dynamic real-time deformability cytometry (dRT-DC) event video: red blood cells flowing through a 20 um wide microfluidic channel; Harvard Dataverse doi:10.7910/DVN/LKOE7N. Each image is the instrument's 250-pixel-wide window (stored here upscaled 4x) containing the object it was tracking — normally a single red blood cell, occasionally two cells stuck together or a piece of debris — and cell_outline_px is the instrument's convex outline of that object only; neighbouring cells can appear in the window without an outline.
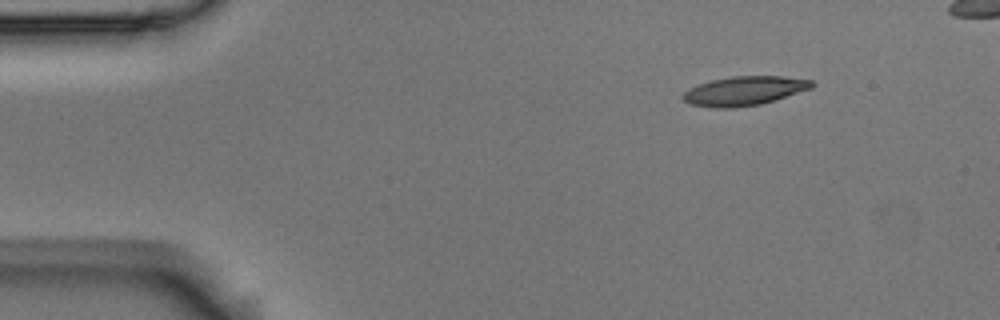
{"species": "Egyptian fruit bat (a non-hibernating species)", "species_latin": "Rousettus aegyptiacus", "temperature_condition": "room temperature", "stored_images_in_passage": 4, "camera_frame_rate_fps": 3000, "um_per_image_px": 0.085, "animal": {"sex": "male"}, "frame": {"image": 1, "passage_image": 1, "time_ms": 0.0, "image_size_px": [1000, 320], "cell_outline_px": [[816, 84], [812, 88], [760, 104], [732, 108], [716, 108], [692, 104], [684, 100], [680, 96], [688, 88], [712, 80], [732, 76], [784, 76], [812, 80]], "centroid_in_image_um": [63.27, 7.71], "position_along_channel_um": 21.7, "area_um2": 21.73}}